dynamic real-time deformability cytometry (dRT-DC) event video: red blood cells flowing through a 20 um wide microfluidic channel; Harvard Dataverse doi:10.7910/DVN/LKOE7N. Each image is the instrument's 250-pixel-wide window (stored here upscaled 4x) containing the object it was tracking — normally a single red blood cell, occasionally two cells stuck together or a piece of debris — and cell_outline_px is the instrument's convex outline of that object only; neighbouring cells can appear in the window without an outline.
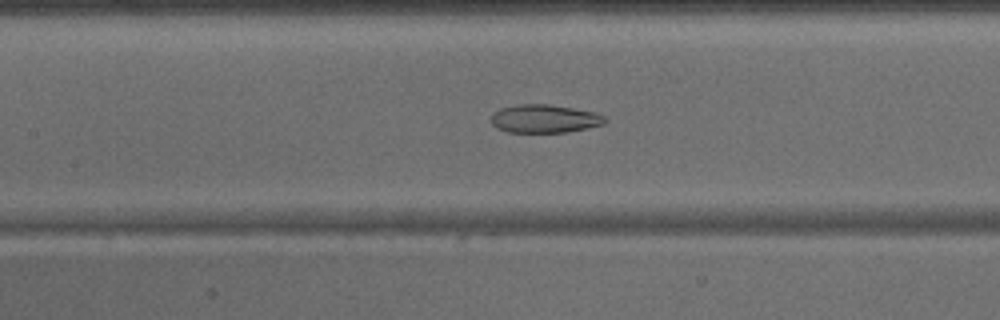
{"species": "common noctule bat (a hibernating species)", "species_latin": "Nyctalus noctula", "temperature_condition": "warm", "stored_images_in_passage": 45, "camera_frame_rate_fps": 3000, "um_per_image_px": 0.085, "animal": {"sex": "male", "body_mass_g": 15.6}, "frame": {"image": 1, "passage_image": 20, "time_ms": 6.333, "image_size_px": [1000, 320], "cell_outline_px": [[608, 120], [604, 124], [568, 132], [508, 132], [496, 128], [492, 124], [492, 112], [500, 108], [516, 104], [548, 104], [572, 108], [592, 112], [604, 116]], "centroid_in_image_um": [46.25, 10.09], "position_along_channel_um": 161.2, "area_um2": 18.73}}
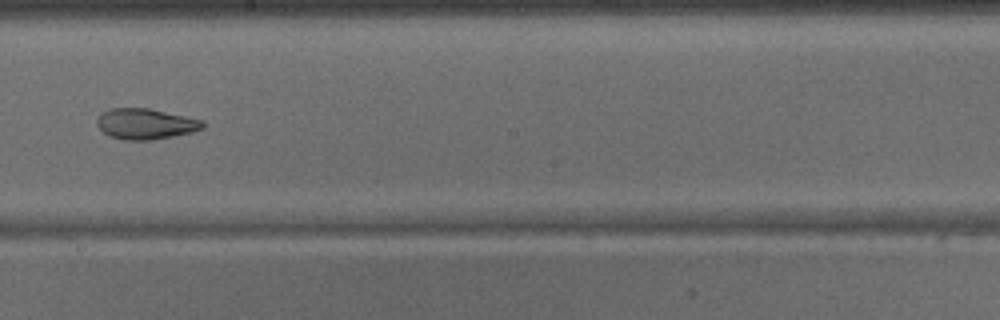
{"frame": {"image": 2, "passage_image": 25, "time_ms": 8.0, "image_size_px": [1000, 320], "cell_outline_px": [[204, 128], [192, 132], [152, 140], [124, 140], [108, 136], [96, 124], [96, 120], [100, 112], [112, 108], [148, 108], [204, 120]], "centroid_in_image_um": [12.35, 10.53], "position_along_channel_um": 235.9, "area_um2": 19.02}}
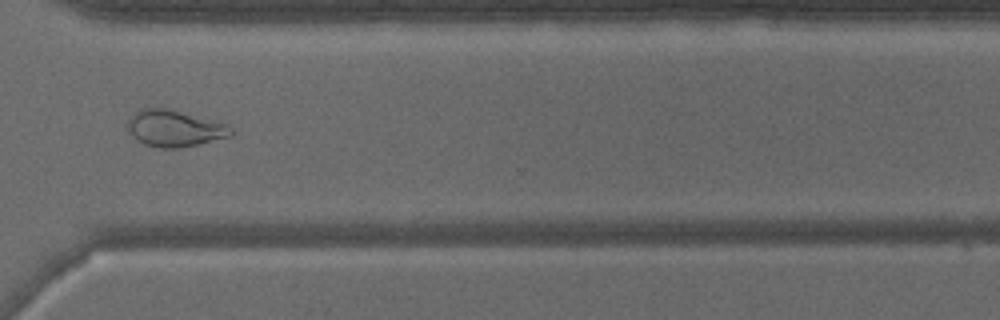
{"frame": {"image": 3, "passage_image": 33, "time_ms": 10.667, "image_size_px": [1000, 320], "cell_outline_px": [[236, 132], [232, 136], [180, 148], [160, 148], [144, 144], [128, 132], [128, 116], [140, 108], [168, 108], [228, 124]], "centroid_in_image_um": [14.85, 10.9], "position_along_channel_um": 355.8, "area_um2": 22.2}}